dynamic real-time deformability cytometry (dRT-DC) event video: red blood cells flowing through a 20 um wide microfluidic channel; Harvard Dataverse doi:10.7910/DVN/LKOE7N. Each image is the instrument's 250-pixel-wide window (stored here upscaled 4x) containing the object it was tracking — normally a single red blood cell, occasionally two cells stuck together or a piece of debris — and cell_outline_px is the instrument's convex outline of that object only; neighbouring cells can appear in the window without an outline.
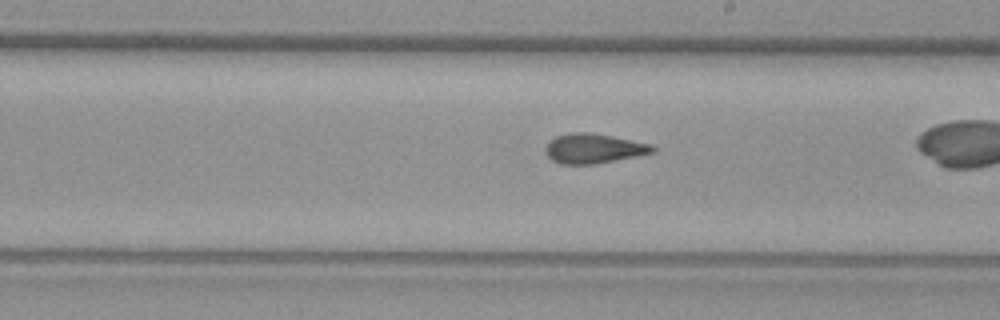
{"species": "common noctule bat (a hibernating species)", "species_latin": "Nyctalus noctula", "temperature_condition": "warm", "stored_images_in_passage": 27, "camera_frame_rate_fps": 3000, "um_per_image_px": 0.085, "animal": {"sex": "female", "body_mass_g": 29.2, "forearm_length_mm": 56.3}, "frame": {"image": 1, "passage_image": 16, "time_ms": 5.0, "image_size_px": [1000, 320], "cell_outline_px": [[656, 152], [596, 164], [560, 164], [552, 160], [544, 152], [544, 148], [548, 140], [556, 136], [568, 132], [592, 132], [652, 144], [656, 148]], "centroid_in_image_um": [50.43, 12.61], "position_along_channel_um": 238.6, "area_um2": 18.84}}